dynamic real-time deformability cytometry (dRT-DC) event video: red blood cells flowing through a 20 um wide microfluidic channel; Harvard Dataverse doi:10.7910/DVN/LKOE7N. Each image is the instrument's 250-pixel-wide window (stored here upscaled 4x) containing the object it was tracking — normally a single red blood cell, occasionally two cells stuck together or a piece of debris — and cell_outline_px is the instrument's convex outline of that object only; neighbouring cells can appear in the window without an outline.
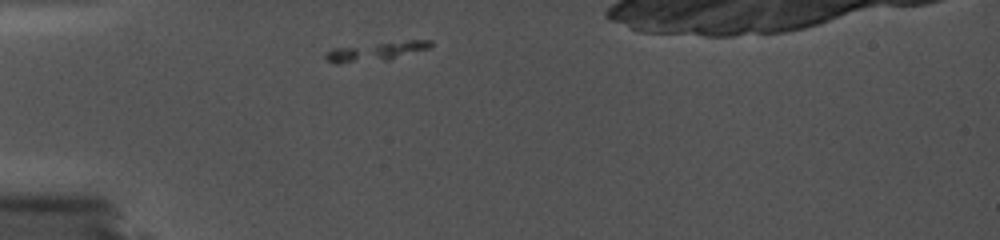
{"species": "common noctule bat (a hibernating species)", "species_latin": "Nyctalus noctula", "temperature_condition": "cold", "stored_images_in_passage": 5, "camera_frame_rate_fps": 5000, "um_per_image_px": 0.085, "animal": {"sex": "female", "body_mass_g": 19.0, "forearm_length_mm": 56.7}, "frame": {"image": 1, "passage_image": 1, "time_ms": 0.0, "image_size_px": [1000, 240], "cell_outline_px": [[432, 48], [388, 60], [340, 64], [336, 64], [328, 60], [324, 56], [324, 52], [332, 48], [408, 40], [432, 40]], "centroid_in_image_um": [31.97, 4.38], "position_along_channel_um": 53.0, "area_um2": 11.79}}